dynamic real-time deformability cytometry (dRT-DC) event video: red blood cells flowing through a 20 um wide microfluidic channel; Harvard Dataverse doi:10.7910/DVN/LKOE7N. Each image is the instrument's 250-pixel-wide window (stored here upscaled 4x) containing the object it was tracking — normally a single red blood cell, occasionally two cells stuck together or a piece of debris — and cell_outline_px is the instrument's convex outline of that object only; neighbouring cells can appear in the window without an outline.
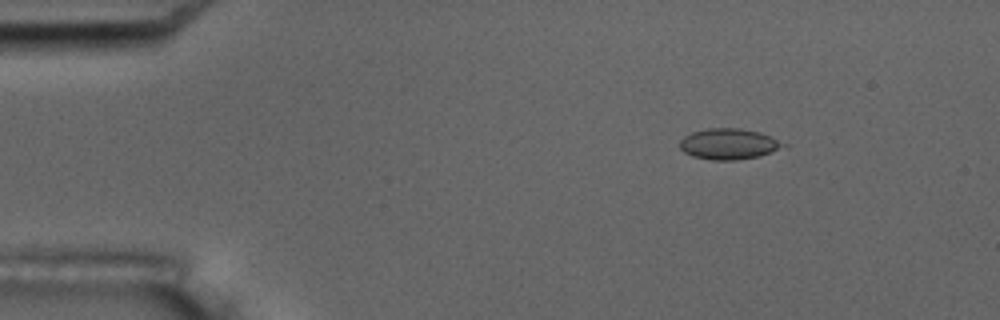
{"species": "common noctule bat (a hibernating species)", "species_latin": "Nyctalus noctula", "temperature_condition": "room temperature", "stored_images_in_passage": 6, "camera_frame_rate_fps": 3000, "um_per_image_px": 0.085, "animal": {"sex": "male", "body_mass_g": 17.5, "forearm_length_mm": 52.3}, "frame": {"image": 1, "passage_image": 3, "time_ms": 2.333, "image_size_px": [1000, 320], "cell_outline_px": [[788, 148], [760, 156], [736, 160], [712, 160], [692, 156], [684, 152], [680, 148], [680, 140], [684, 136], [692, 132], [708, 128], [740, 128], [760, 132], [788, 144]], "centroid_in_image_um": [62.0, 12.24], "position_along_channel_um": 23.0, "area_um2": 18.9}}